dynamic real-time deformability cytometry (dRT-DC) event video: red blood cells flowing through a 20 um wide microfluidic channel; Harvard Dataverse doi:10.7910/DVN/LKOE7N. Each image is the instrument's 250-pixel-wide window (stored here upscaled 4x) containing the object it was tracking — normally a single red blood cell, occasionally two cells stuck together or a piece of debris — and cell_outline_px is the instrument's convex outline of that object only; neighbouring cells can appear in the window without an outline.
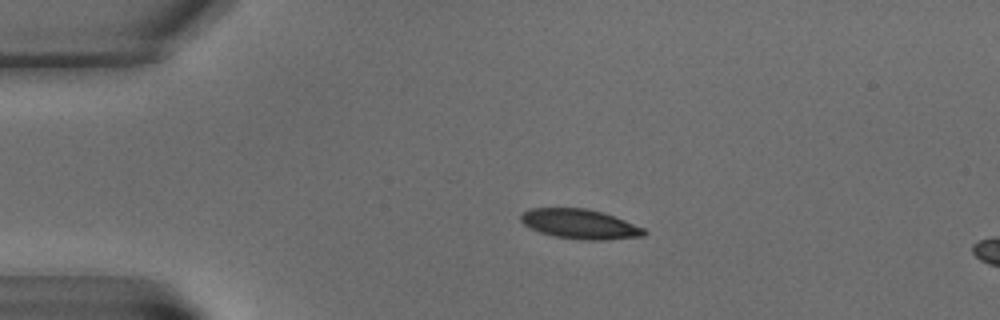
{"species": "common noctule bat (a hibernating species)", "species_latin": "Nyctalus noctula", "temperature_condition": "warm", "stored_images_in_passage": 6, "camera_frame_rate_fps": 3000, "um_per_image_px": 0.085, "animal": {"sex": "male", "body_mass_g": 15.6}, "frame": {"image": 1, "passage_image": 4, "time_ms": 3.667, "image_size_px": [1000, 320], "cell_outline_px": [[648, 232], [644, 236], [604, 240], [584, 240], [556, 236], [540, 232], [524, 224], [520, 220], [520, 216], [528, 208], [584, 208], [604, 212], [644, 228]], "centroid_in_image_um": [49.31, 19.04], "position_along_channel_um": 35.7, "area_um2": 21.21}}